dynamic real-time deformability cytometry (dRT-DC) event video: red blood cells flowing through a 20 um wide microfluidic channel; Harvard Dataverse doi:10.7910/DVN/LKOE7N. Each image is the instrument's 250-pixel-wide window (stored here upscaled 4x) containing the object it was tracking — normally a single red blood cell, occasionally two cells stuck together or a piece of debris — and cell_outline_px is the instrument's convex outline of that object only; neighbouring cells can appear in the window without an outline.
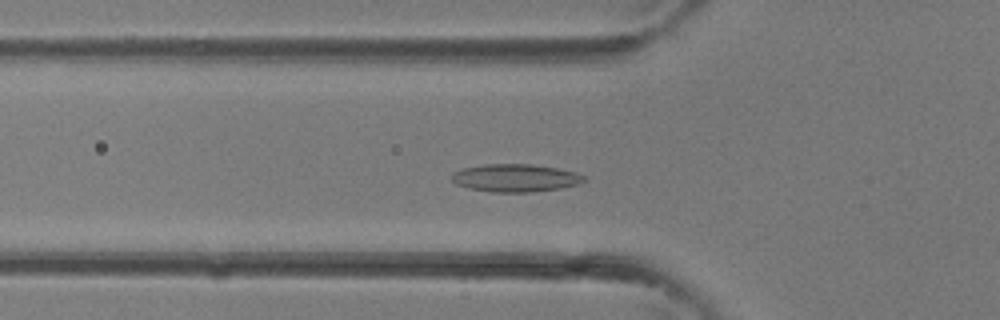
{"species": "common noctule bat (a hibernating species)", "species_latin": "Nyctalus noctula", "temperature_condition": "room temperature", "stored_images_in_passage": 37, "camera_frame_rate_fps": 3000, "um_per_image_px": 0.085, "animal": {"sex": "female"}, "frame": {"image": 1, "passage_image": 12, "time_ms": 3.667, "image_size_px": [1000, 320], "cell_outline_px": [[588, 180], [580, 184], [560, 188], [532, 192], [492, 192], [468, 188], [456, 184], [452, 180], [452, 172], [464, 168], [484, 164], [532, 164], [556, 168], [576, 172], [584, 176]], "centroid_in_image_um": [43.83, 15.13], "position_along_channel_um": 82.0, "area_um2": 21.5}}
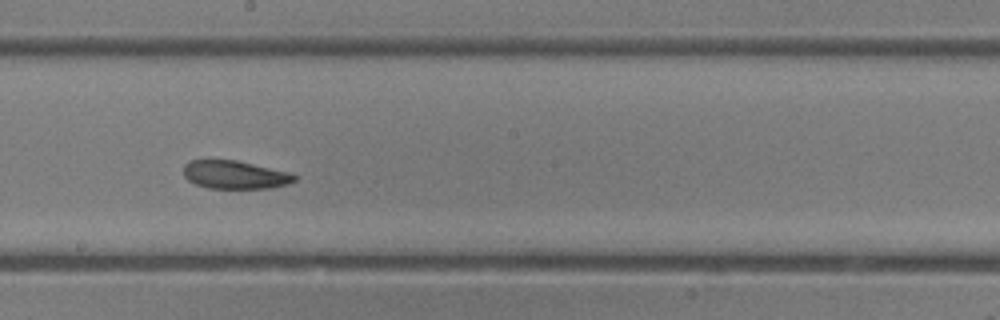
{"frame": {"image": 2, "passage_image": 20, "time_ms": 6.333, "image_size_px": [1000, 320], "cell_outline_px": [[296, 180], [288, 184], [272, 188], [208, 188], [196, 184], [188, 180], [184, 176], [184, 164], [192, 160], [236, 160], [288, 172], [296, 176]], "centroid_in_image_um": [19.96, 14.86], "position_along_channel_um": 228.2, "area_um2": 18.09}}
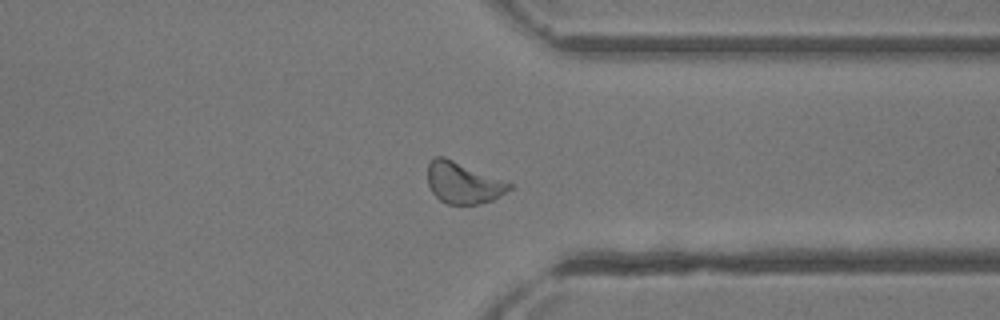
{"frame": {"image": 3, "passage_image": 28, "time_ms": 9.0, "image_size_px": [1000, 320], "cell_outline_px": [[512, 188], [492, 200], [480, 204], [448, 204], [440, 200], [432, 192], [428, 184], [428, 164], [436, 156], [444, 156], [504, 180], [512, 184]], "centroid_in_image_um": [39.36, 15.54], "position_along_channel_um": 372.0, "area_um2": 19.54}}